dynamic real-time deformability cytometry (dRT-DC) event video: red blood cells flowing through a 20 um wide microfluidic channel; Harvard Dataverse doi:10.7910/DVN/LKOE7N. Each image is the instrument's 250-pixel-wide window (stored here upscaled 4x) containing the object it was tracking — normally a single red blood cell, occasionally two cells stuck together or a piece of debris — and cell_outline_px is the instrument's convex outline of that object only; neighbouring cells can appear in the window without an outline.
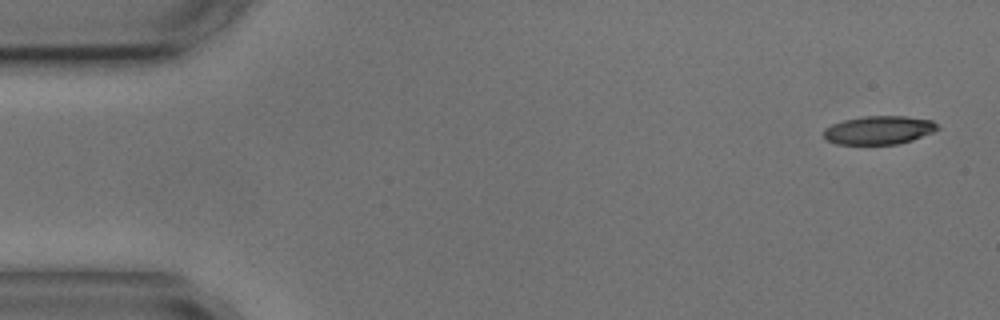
{"species": "common noctule bat (a hibernating species)", "species_latin": "Nyctalus noctula", "temperature_condition": "cold", "stored_images_in_passage": 10, "camera_frame_rate_fps": 3000, "um_per_image_px": 0.085, "animal": {"sex": "male", "body_mass_g": 17.9, "forearm_length_mm": 54.2}, "frame": {"image": 1, "passage_image": 1, "time_ms": 0.0, "image_size_px": [1000, 320], "cell_outline_px": [[940, 128], [932, 132], [912, 140], [900, 144], [836, 144], [828, 140], [824, 136], [824, 128], [832, 124], [844, 120], [864, 116], [904, 116], [932, 120]], "centroid_in_image_um": [74.7, 11.06], "position_along_channel_um": 10.3, "area_um2": 18.79}}
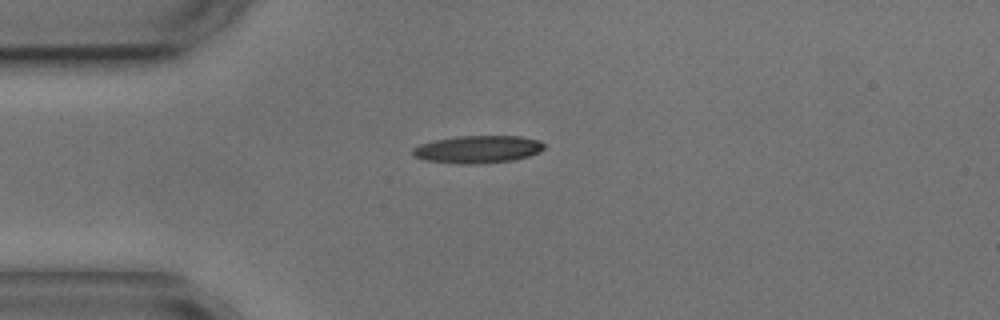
{"frame": {"image": 2, "passage_image": 4, "time_ms": 3.667, "image_size_px": [1000, 320], "cell_outline_px": [[544, 148], [540, 152], [516, 160], [480, 164], [460, 164], [424, 160], [416, 156], [412, 152], [412, 148], [420, 144], [436, 140], [456, 136], [520, 136], [540, 140], [544, 144]], "centroid_in_image_um": [40.64, 12.69], "position_along_channel_um": 44.4, "area_um2": 21.21}}